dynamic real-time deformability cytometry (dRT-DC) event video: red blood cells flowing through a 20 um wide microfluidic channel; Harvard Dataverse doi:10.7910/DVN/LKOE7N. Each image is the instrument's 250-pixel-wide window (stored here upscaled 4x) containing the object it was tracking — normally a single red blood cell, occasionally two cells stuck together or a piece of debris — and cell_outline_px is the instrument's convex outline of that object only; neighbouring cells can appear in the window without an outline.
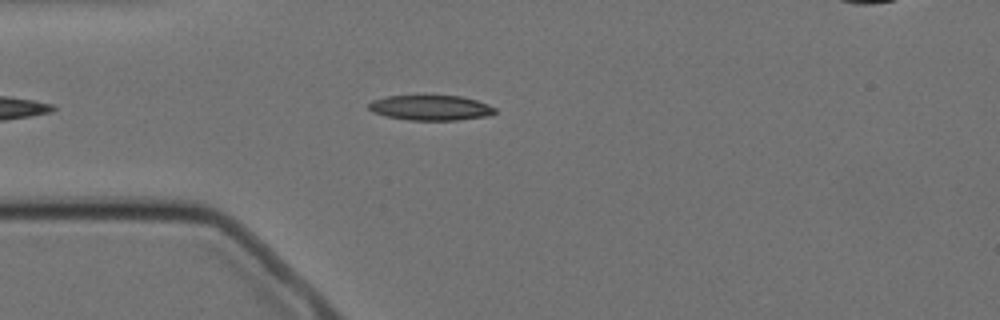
{"species": "Egyptian fruit bat (a non-hibernating species)", "species_latin": "Rousettus aegyptiacus", "temperature_condition": "cold", "stored_images_in_passage": 4, "camera_frame_rate_fps": 3000, "um_per_image_px": 0.085, "animal": {"sex": "female"}, "frame": {"image": 1, "passage_image": 3, "time_ms": 2.333, "image_size_px": [1000, 320], "cell_outline_px": [[496, 112], [484, 116], [456, 120], [408, 120], [388, 116], [372, 112], [368, 108], [368, 104], [372, 100], [388, 96], [424, 92], [460, 96], [476, 100], [488, 104], [496, 108]], "centroid_in_image_um": [36.56, 9.1], "position_along_channel_um": 48.4, "area_um2": 19.31}}